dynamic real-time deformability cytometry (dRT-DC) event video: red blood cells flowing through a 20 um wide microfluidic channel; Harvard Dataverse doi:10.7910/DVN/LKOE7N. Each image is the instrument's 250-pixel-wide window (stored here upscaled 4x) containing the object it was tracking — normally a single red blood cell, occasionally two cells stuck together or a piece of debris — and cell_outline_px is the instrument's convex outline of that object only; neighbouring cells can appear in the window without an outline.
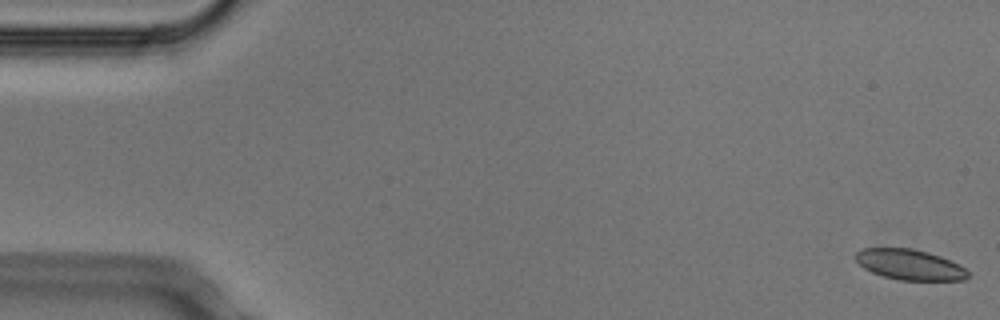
{"species": "Egyptian fruit bat (a non-hibernating species)", "species_latin": "Rousettus aegyptiacus", "temperature_condition": "cold", "stored_images_in_passage": 3, "camera_frame_rate_fps": 3000, "um_per_image_px": 0.085, "animal": {"sex": "male"}, "frame": {"image": 1, "passage_image": 1, "time_ms": 0.0, "image_size_px": [1000, 320], "cell_outline_px": [[968, 276], [964, 280], [900, 280], [884, 276], [872, 272], [864, 268], [856, 260], [856, 252], [864, 248], [912, 248], [928, 252], [940, 256], [964, 268], [968, 272]], "centroid_in_image_um": [77.31, 22.49], "position_along_channel_um": 7.7, "area_um2": 19.65}}